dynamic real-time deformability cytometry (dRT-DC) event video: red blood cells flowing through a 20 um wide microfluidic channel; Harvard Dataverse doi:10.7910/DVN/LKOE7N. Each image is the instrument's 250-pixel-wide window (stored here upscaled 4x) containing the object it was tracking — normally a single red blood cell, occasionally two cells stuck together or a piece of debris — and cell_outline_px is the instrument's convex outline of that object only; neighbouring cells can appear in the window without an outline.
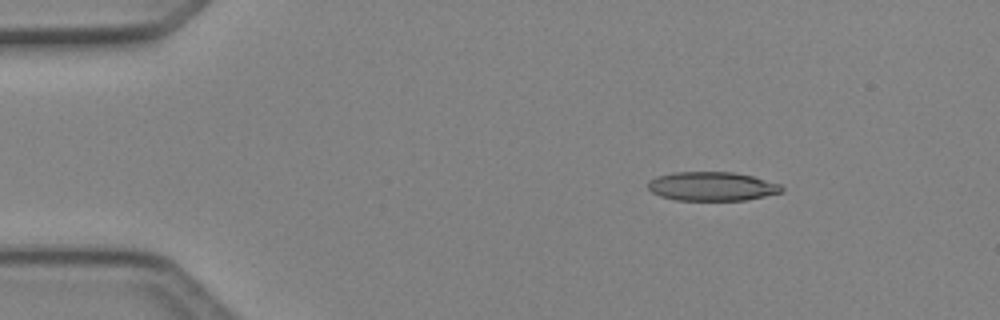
{"species": "Egyptian fruit bat (a non-hibernating species)", "species_latin": "Rousettus aegyptiacus", "temperature_condition": "cold", "stored_images_in_passage": 3, "camera_frame_rate_fps": 3000, "um_per_image_px": 0.085, "animal": {"sex": "female"}, "frame": {"image": 1, "passage_image": 1, "time_ms": 0.0, "image_size_px": [1000, 320], "cell_outline_px": [[784, 192], [744, 200], [676, 200], [660, 196], [652, 192], [648, 188], [648, 180], [656, 176], [672, 172], [732, 172], [752, 176], [780, 184], [784, 188]], "centroid_in_image_um": [60.5, 15.83], "position_along_channel_um": 24.5, "area_um2": 22.6}}
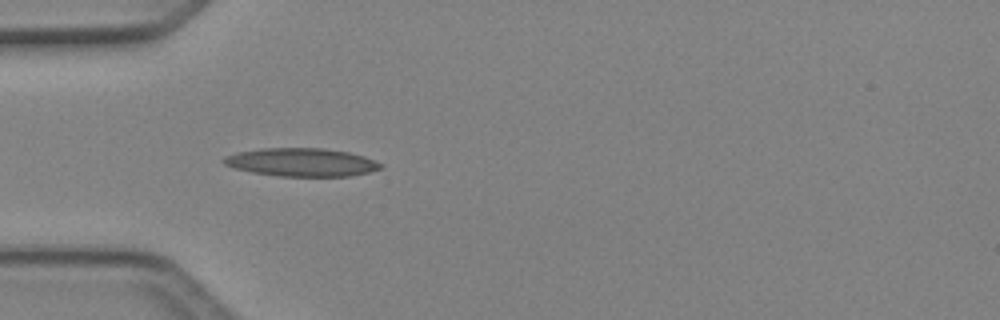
{"frame": {"image": 2, "passage_image": 3, "time_ms": 0.667, "image_size_px": [1000, 320], "cell_outline_px": [[384, 168], [352, 176], [280, 176], [252, 172], [232, 168], [224, 164], [220, 160], [224, 156], [240, 152], [264, 148], [320, 148], [348, 152], [364, 156], [384, 164]], "centroid_in_image_um": [25.64, 13.8], "position_along_channel_um": 59.4, "area_um2": 25.84}}